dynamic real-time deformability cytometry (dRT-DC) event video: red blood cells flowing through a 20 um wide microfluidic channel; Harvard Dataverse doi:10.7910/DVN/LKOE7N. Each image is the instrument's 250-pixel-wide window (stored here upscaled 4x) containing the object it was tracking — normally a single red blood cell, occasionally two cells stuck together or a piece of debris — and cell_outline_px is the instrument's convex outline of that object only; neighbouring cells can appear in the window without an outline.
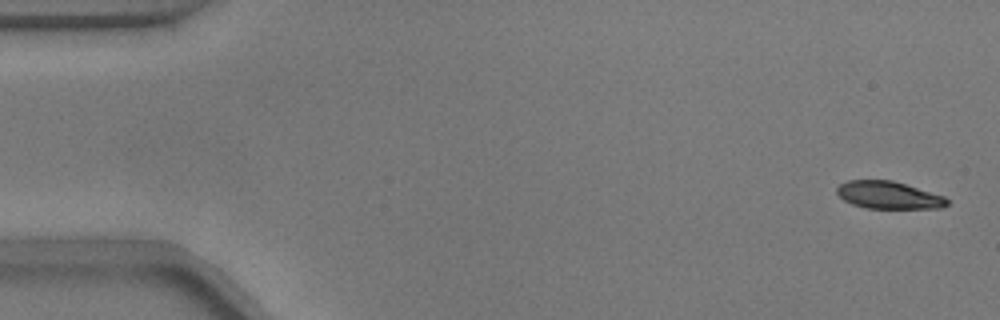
{"species": "common noctule bat (a hibernating species)", "species_latin": "Nyctalus noctula", "temperature_condition": "warm", "stored_images_in_passage": 54, "camera_frame_rate_fps": 3000, "um_per_image_px": 0.085, "animal": {"sex": "male", "body_mass_g": 17.9}, "frame": {"image": 1, "passage_image": 2, "time_ms": 0.333, "image_size_px": [1000, 320], "cell_outline_px": [[948, 204], [940, 208], [864, 208], [852, 204], [844, 200], [836, 192], [836, 188], [840, 184], [848, 180], [892, 180], [944, 196], [948, 200]], "centroid_in_image_um": [75.5, 16.58], "position_along_channel_um": 9.5, "area_um2": 17.51}}
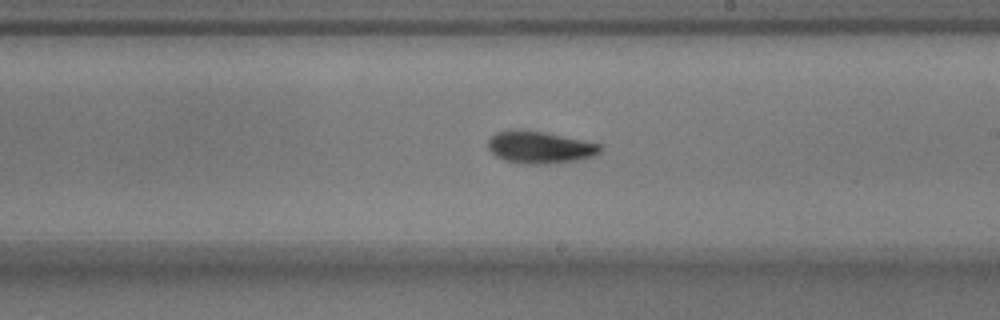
{"frame": {"image": 2, "passage_image": 31, "time_ms": 10.0, "image_size_px": [1000, 320], "cell_outline_px": [[600, 152], [592, 156], [576, 160], [548, 164], [524, 164], [504, 160], [496, 156], [488, 148], [488, 140], [496, 132], [508, 128], [520, 128], [544, 132], [600, 144]], "centroid_in_image_um": [45.81, 12.5], "position_along_channel_um": 243.2, "area_um2": 21.1}}
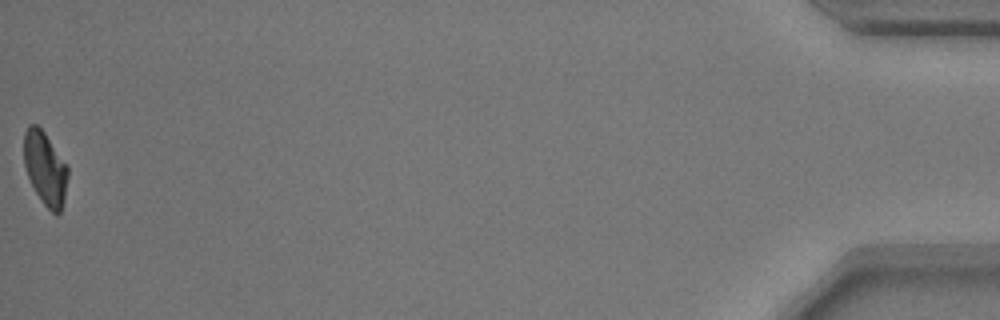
{"frame": {"image": 3, "passage_image": 54, "time_ms": 17.667, "image_size_px": [1000, 320], "cell_outline_px": [[68, 176], [64, 196], [60, 212], [56, 216], [44, 204], [36, 192], [28, 176], [24, 164], [24, 132], [28, 124], [36, 124], [44, 132], [68, 164]], "centroid_in_image_um": [3.84, 14.27], "position_along_channel_um": 431.4, "area_um2": 18.73}, "authors_computed_cell_mechanics": {"area_um2": 19.7098, "velocity_mm_per_s": 3.7469, "shape_relaxation_time_tau1_ms": 2.7366, "shape_relaxation_time_tau2_ms": 2.8464, "deformation_change_tau1": 0.1406, "deformation_change_tau2": 0.0816}}